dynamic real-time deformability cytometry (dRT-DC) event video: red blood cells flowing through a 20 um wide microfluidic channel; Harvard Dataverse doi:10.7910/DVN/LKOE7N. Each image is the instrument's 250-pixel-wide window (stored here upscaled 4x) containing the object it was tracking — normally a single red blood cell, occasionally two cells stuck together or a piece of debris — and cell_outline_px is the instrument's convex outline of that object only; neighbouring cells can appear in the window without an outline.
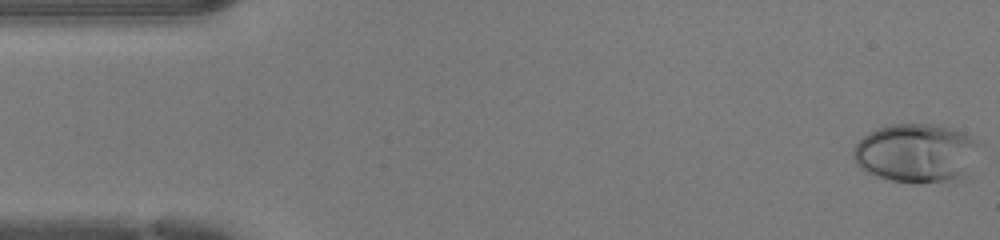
{"species": "human", "species_latin": "Homo sapiens", "temperature_condition": "warm", "stored_images_in_passage": 47, "camera_frame_rate_fps": 3000, "um_per_image_px": 0.085, "donor": {"sex": "female"}, "frame": {"image": 1, "passage_image": 1, "time_ms": 0.0, "image_size_px": [1000, 240], "cell_outline_px": [[984, 144], [968, 176], [964, 180], [956, 184], [912, 184], [892, 180], [876, 176], [860, 168], [856, 164], [852, 156], [852, 148], [864, 136], [880, 128], [892, 124], [936, 124], [952, 128], [964, 132]], "centroid_in_image_um": [78.02, 13.07], "position_along_channel_um": 7.0, "area_um2": 45.14}}
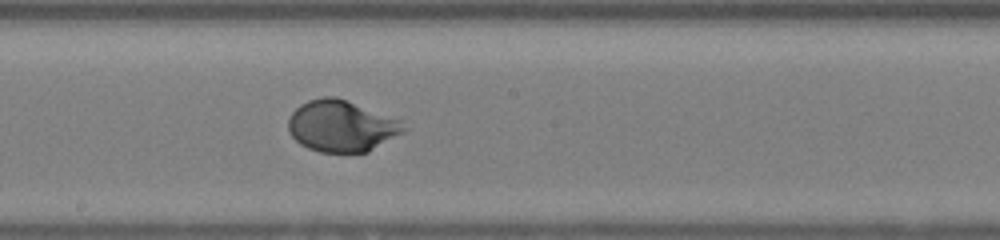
{"frame": {"image": 2, "passage_image": 25, "time_ms": 8.0, "image_size_px": [1000, 240], "cell_outline_px": [[408, 128], [404, 132], [368, 152], [320, 152], [308, 148], [300, 144], [288, 132], [288, 116], [300, 104], [308, 100], [324, 96], [336, 96], [400, 120]], "centroid_in_image_um": [29.01, 10.71], "position_along_channel_um": 219.2, "area_um2": 34.62}}
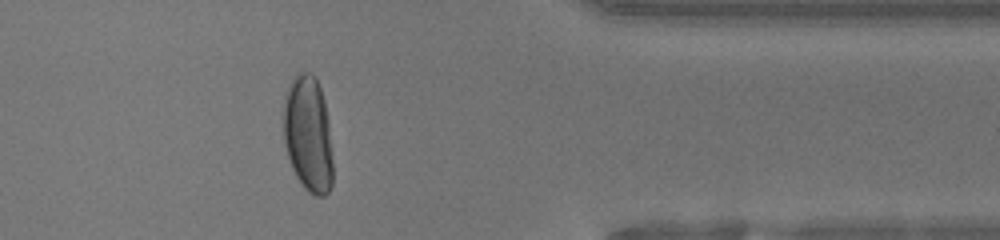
{"frame": {"image": 3, "passage_image": 38, "time_ms": 12.333, "image_size_px": [1000, 240], "cell_outline_px": [[332, 184], [328, 192], [324, 196], [316, 196], [308, 192], [304, 188], [296, 176], [292, 168], [284, 144], [284, 96], [288, 84], [300, 72], [312, 72], [316, 76], [324, 100], [328, 120], [332, 160]], "centroid_in_image_um": [26.18, 11.39], "position_along_channel_um": 385.2, "area_um2": 33.52}, "authors_computed_cell_mechanics": {"area_um2": 35.7204, "velocity_mm_per_s": 4.2861, "shape_relaxation_time_tau1_ms": 2.7544, "shape_relaxation_time_tau2_ms": null, "deformation_change_tau1": 0.2241, "deformation_change_tau2": null}}